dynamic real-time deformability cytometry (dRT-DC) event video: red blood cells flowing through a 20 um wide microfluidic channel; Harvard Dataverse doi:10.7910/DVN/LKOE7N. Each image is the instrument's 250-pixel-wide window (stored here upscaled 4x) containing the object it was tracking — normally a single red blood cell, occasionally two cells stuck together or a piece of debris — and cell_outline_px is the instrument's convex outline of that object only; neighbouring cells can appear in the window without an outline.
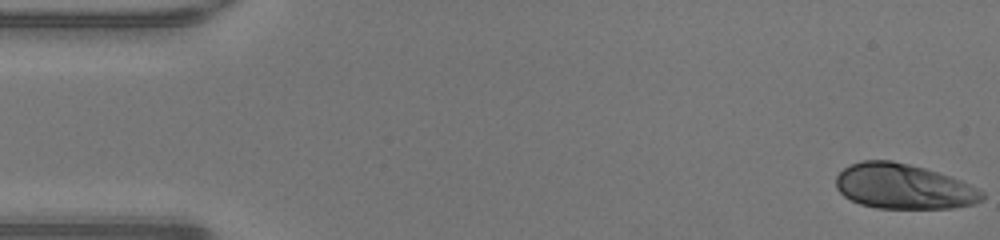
{"species": "human", "species_latin": "Homo sapiens", "temperature_condition": "warm", "stored_images_in_passage": 48, "camera_frame_rate_fps": 3000, "um_per_image_px": 0.085, "donor": {"sex": "male"}, "frame": {"image": 1, "passage_image": 1, "time_ms": 0.0, "image_size_px": [1000, 240], "cell_outline_px": [[984, 200], [976, 204], [952, 208], [876, 208], [860, 204], [844, 196], [836, 188], [836, 176], [844, 168], [852, 164], [864, 160], [892, 160], [924, 168], [960, 180], [984, 192]], "centroid_in_image_um": [76.8, 15.86], "position_along_channel_um": 8.2, "area_um2": 38.26}}
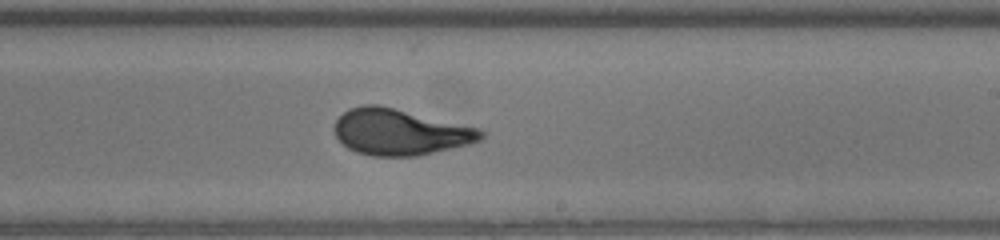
{"frame": {"image": 2, "passage_image": 28, "time_ms": 9.0, "image_size_px": [1000, 240], "cell_outline_px": [[484, 136], [480, 140], [468, 144], [416, 156], [372, 156], [356, 152], [348, 148], [336, 136], [332, 128], [336, 120], [348, 108], [364, 104], [376, 104], [480, 128], [484, 132]], "centroid_in_image_um": [33.96, 11.22], "position_along_channel_um": 255.0, "area_um2": 39.19}}
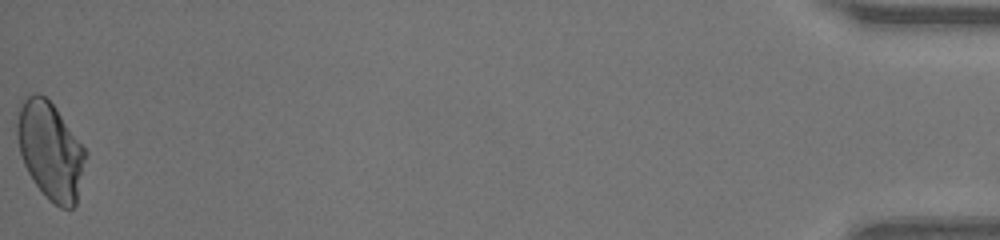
{"frame": {"image": 3, "passage_image": 48, "time_ms": 15.667, "image_size_px": [1000, 240], "cell_outline_px": [[88, 156], [76, 204], [72, 208], [60, 208], [48, 200], [36, 184], [28, 172], [24, 164], [20, 152], [16, 136], [16, 108], [20, 100], [24, 96], [36, 92], [44, 96], [56, 108], [88, 152]], "centroid_in_image_um": [4.27, 12.77], "position_along_channel_um": 430.9, "area_um2": 39.48}, "authors_computed_cell_mechanics": {"area_um2": 38.5237, "velocity_mm_per_s": 4.3004, "shape_relaxation_time_tau1_ms": 4.1231, "shape_relaxation_time_tau2_ms": null, "deformation_change_tau1": 0.2012, "deformation_change_tau2": null}}